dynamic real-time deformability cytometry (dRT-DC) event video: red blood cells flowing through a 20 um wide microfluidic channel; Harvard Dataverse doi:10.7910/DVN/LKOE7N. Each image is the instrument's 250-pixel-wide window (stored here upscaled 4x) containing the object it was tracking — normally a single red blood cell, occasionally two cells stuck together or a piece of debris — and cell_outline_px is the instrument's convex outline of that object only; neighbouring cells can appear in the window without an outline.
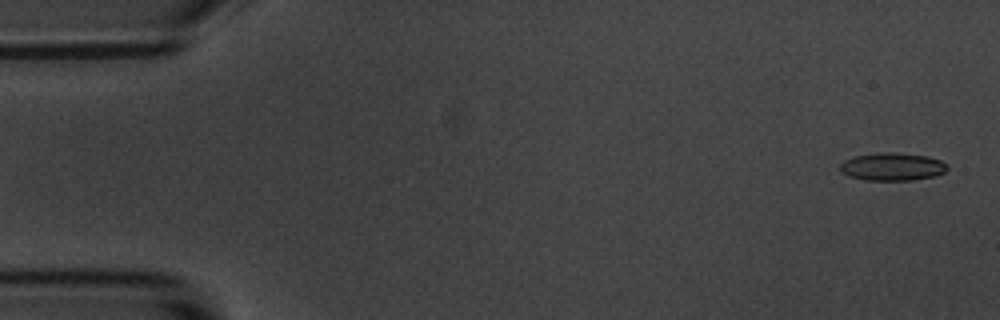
{"species": "common noctule bat (a hibernating species)", "species_latin": "Nyctalus noctula", "temperature_condition": "room temperature", "stored_images_in_passage": 15, "camera_frame_rate_fps": 3000, "um_per_image_px": 0.085, "animal": {"sex": "male", "body_mass_g": 20.1, "forearm_length_mm": 53.5}, "frame": {"image": 1, "passage_image": 1, "time_ms": 0.0, "image_size_px": [1000, 320], "cell_outline_px": [[948, 168], [944, 172], [936, 176], [912, 180], [864, 180], [848, 176], [840, 172], [840, 164], [844, 160], [856, 156], [884, 152], [892, 152], [928, 156], [940, 160]], "centroid_in_image_um": [75.82, 14.18], "position_along_channel_um": 9.2, "area_um2": 17.34}}
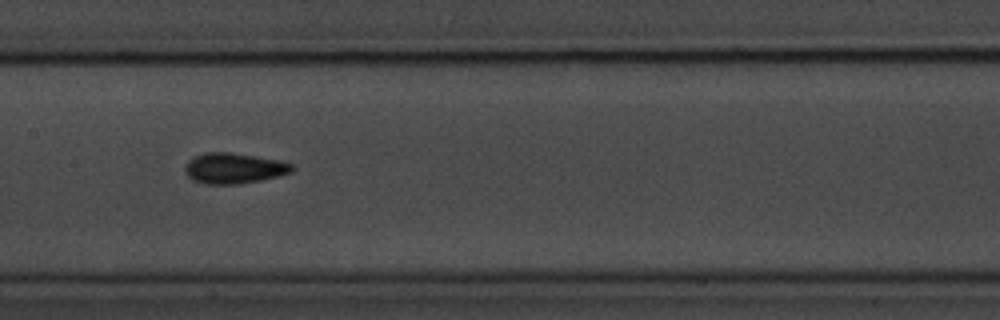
{"frame": {"image": 2, "passage_image": 8, "time_ms": 8.667, "image_size_px": [1000, 320], "cell_outline_px": [[296, 168], [292, 172], [280, 176], [240, 184], [204, 184], [192, 180], [184, 172], [184, 168], [188, 160], [204, 152], [228, 152], [256, 156], [280, 160], [292, 164]], "centroid_in_image_um": [19.89, 14.3], "position_along_channel_um": 187.5, "area_um2": 19.31}}
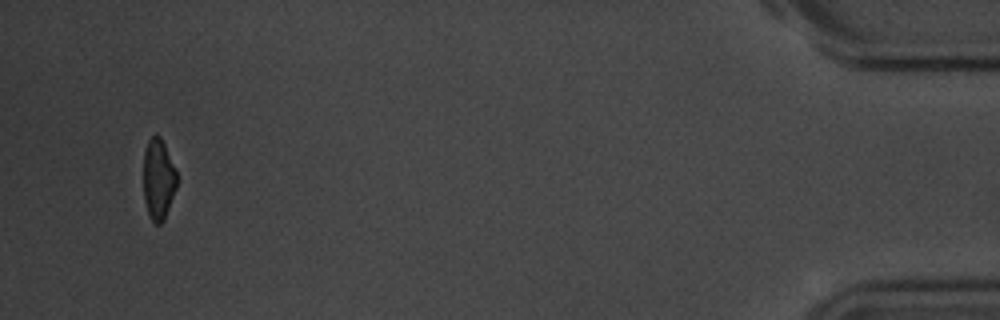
{"frame": {"image": 3, "passage_image": 15, "time_ms": 17.667, "image_size_px": [1000, 320], "cell_outline_px": [[176, 188], [164, 220], [160, 224], [156, 224], [152, 220], [148, 212], [144, 200], [144, 152], [148, 140], [156, 132], [160, 136], [164, 144], [176, 172]], "centroid_in_image_um": [13.45, 15.22], "position_along_channel_um": 421.8, "area_um2": 15.49}, "authors_computed_cell_mechanics": {"area_um2": 17.7446, "velocity_mm_per_s": 3.5028, "shape_relaxation_time_tau1_ms": 6.8632, "shape_relaxation_time_tau2_ms": 1.6019, "deformation_change_tau1": 0.1191, "deformation_change_tau2": 0.0413}}